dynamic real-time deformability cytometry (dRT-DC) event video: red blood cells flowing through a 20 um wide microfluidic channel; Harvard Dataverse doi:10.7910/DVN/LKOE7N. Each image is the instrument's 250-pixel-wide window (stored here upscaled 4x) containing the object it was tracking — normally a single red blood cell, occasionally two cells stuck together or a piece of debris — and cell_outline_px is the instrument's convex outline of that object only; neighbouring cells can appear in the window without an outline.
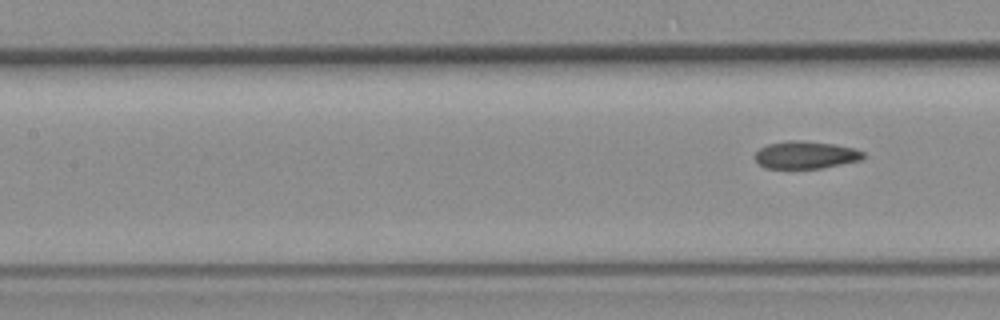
{"species": "common noctule bat (a hibernating species)", "species_latin": "Nyctalus noctula", "temperature_condition": "room temperature", "stored_images_in_passage": 6, "segment_of_instrument_passage": [2, 2], "camera_frame_rate_fps": 3000, "um_per_image_px": 0.085, "animal": {"sex": "female", "body_mass_g": 19.3, "forearm_length_mm": 54.1}, "frame": {"image": 1, "passage_image": 6, "time_ms": 6.667, "image_size_px": [1000, 320], "cell_outline_px": [[864, 156], [860, 160], [824, 168], [764, 168], [756, 160], [756, 152], [760, 148], [768, 144], [788, 140], [796, 140], [832, 144], [852, 148], [864, 152]], "centroid_in_image_um": [68.47, 13.17], "position_along_channel_um": 138.9, "area_um2": 17.11}}